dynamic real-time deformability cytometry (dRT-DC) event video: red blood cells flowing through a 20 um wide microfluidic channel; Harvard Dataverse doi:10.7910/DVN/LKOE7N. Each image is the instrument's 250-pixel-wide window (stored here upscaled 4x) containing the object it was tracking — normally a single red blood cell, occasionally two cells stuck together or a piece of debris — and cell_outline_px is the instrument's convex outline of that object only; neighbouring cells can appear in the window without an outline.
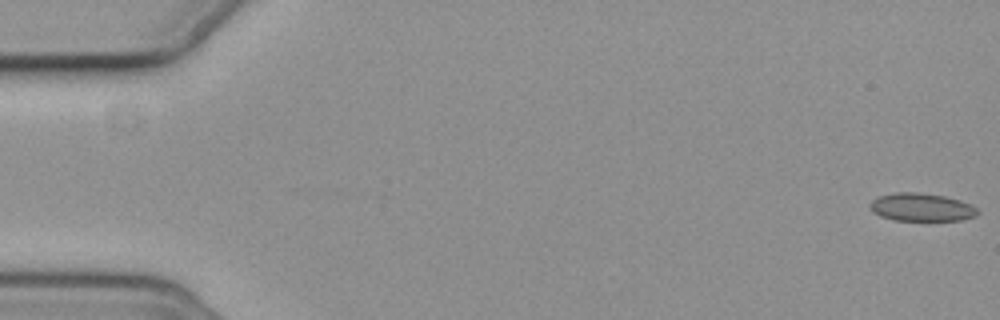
{"species": "common noctule bat (a hibernating species)", "species_latin": "Nyctalus noctula", "temperature_condition": "cold", "stored_images_in_passage": 4, "camera_frame_rate_fps": 3000, "um_per_image_px": 0.085, "animal": {"sex": "female", "body_mass_g": 19.3, "forearm_length_mm": 54.1}, "frame": {"image": 1, "passage_image": 1, "time_ms": 0.0, "image_size_px": [1000, 320], "cell_outline_px": [[980, 212], [976, 216], [960, 220], [892, 220], [880, 216], [872, 212], [868, 208], [868, 204], [872, 200], [880, 196], [896, 192], [916, 192], [944, 196], [960, 200], [976, 208]], "centroid_in_image_um": [78.28, 17.62], "position_along_channel_um": 6.7, "area_um2": 17.57}}